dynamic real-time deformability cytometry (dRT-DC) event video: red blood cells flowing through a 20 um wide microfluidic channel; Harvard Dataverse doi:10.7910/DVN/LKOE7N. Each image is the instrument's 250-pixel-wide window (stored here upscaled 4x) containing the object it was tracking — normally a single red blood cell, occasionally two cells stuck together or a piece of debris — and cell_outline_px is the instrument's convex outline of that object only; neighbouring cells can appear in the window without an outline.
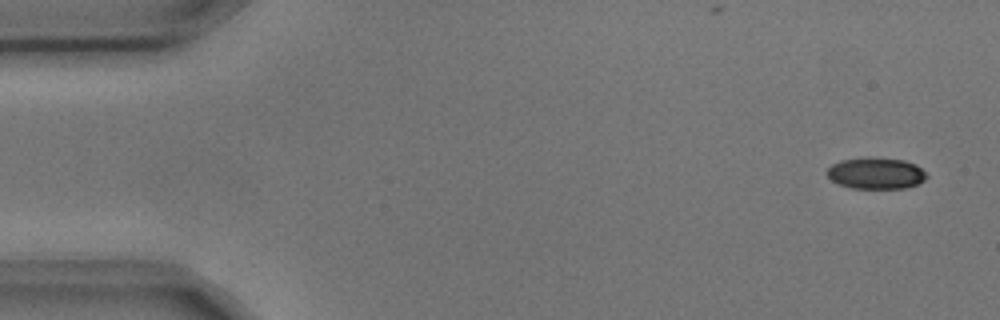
{"species": "common noctule bat (a hibernating species)", "species_latin": "Nyctalus noctula", "temperature_condition": "cold", "stored_images_in_passage": 5, "segment_of_instrument_passage": [2, 2], "camera_frame_rate_fps": 3000, "um_per_image_px": 0.085, "animal": {"sex": "male", "body_mass_g": 17.9, "forearm_length_mm": 54.2}, "frame": {"image": 1, "passage_image": 5, "time_ms": 1.333, "image_size_px": [1000, 320], "cell_outline_px": [[928, 176], [924, 180], [916, 184], [904, 188], [852, 188], [840, 184], [832, 180], [824, 172], [832, 164], [840, 160], [864, 156], [868, 156], [904, 160], [916, 164]], "centroid_in_image_um": [74.42, 14.7], "position_along_channel_um": 10.6, "area_um2": 18.38}}